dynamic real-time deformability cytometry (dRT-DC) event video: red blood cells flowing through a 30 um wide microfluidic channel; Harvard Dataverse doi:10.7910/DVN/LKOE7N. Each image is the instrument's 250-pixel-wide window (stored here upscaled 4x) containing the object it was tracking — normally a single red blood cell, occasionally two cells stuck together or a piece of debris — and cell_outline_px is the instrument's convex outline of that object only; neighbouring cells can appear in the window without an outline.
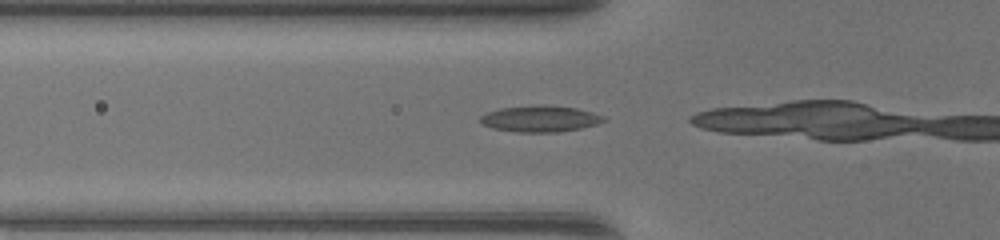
{"species": "common noctule bat (a hibernating species)", "species_latin": "Nyctalus noctula", "temperature_condition": "warm", "stored_images_in_passage": 15, "camera_frame_rate_fps": 3000, "um_per_image_px": 0.085, "animal": {"sex": "female", "body_mass_g": 17.0, "forearm_length_mm": 48.0}, "frame": {"image": 1, "passage_image": 13, "time_ms": 4.0, "image_size_px": [1000, 240], "cell_outline_px": [[608, 120], [596, 124], [580, 128], [560, 132], [516, 132], [492, 128], [484, 124], [480, 120], [480, 116], [488, 112], [500, 108], [540, 104], [544, 104], [576, 108], [592, 112], [604, 116]], "centroid_in_image_um": [45.93, 10.09], "position_along_channel_um": 79.9, "area_um2": 18.96}}